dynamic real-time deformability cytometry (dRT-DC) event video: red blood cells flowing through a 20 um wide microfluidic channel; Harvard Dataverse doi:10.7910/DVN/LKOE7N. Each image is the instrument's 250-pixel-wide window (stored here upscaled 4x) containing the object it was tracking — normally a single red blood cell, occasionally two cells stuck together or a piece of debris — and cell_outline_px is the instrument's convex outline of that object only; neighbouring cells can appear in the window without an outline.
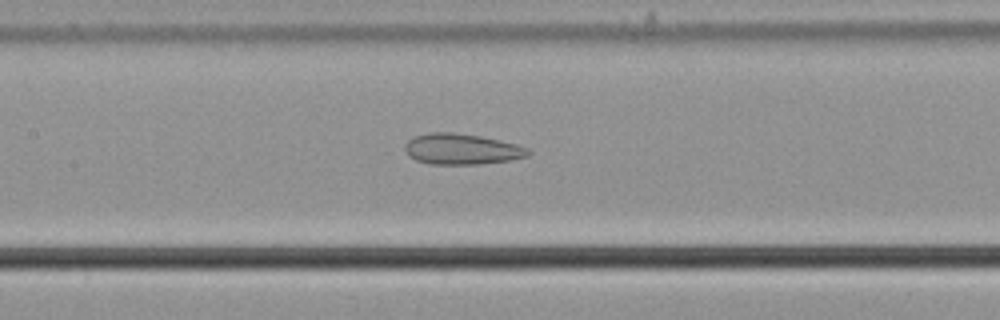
{"species": "common noctule bat (a hibernating species)", "species_latin": "Nyctalus noctula", "temperature_condition": "cold", "stored_images_in_passage": 41, "camera_frame_rate_fps": 3000, "um_per_image_px": 0.085, "animal": {"sex": "male", "body_mass_g": 21.5, "forearm_length_mm": 52.0}, "frame": {"image": 1, "passage_image": 17, "time_ms": 5.333, "image_size_px": [1000, 320], "cell_outline_px": [[532, 152], [528, 156], [508, 160], [480, 164], [428, 164], [416, 160], [404, 148], [404, 144], [408, 140], [416, 136], [428, 132], [452, 132], [480, 136], [500, 140], [516, 144], [528, 148]], "centroid_in_image_um": [39.26, 12.67], "position_along_channel_um": 168.1, "area_um2": 22.02}}
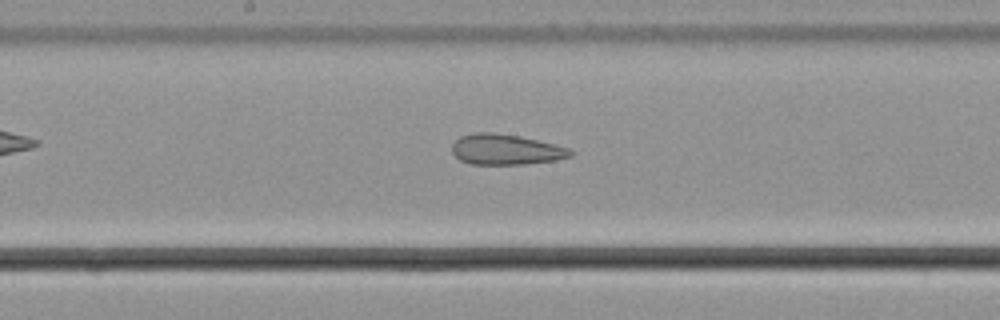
{"frame": {"image": 2, "passage_image": 20, "time_ms": 6.333, "image_size_px": [1000, 320], "cell_outline_px": [[572, 156], [556, 160], [524, 164], [472, 164], [460, 160], [452, 152], [452, 144], [460, 136], [476, 132], [492, 132], [520, 136], [568, 148], [572, 152]], "centroid_in_image_um": [42.96, 12.71], "position_along_channel_um": 205.2, "area_um2": 20.87}}
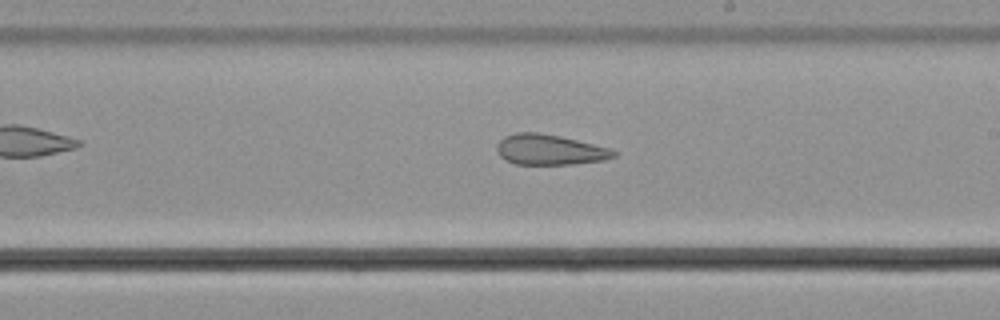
{"frame": {"image": 3, "passage_image": 23, "time_ms": 7.333, "image_size_px": [1000, 320], "cell_outline_px": [[616, 156], [604, 160], [572, 164], [516, 164], [504, 160], [500, 156], [496, 148], [496, 144], [504, 136], [516, 132], [536, 132], [560, 136], [612, 148], [616, 152]], "centroid_in_image_um": [46.71, 12.72], "position_along_channel_um": 242.3, "area_um2": 20.81}, "authors_computed_cell_mechanics": {"area_um2": 22.8888, "velocity_mm_per_s": 3.723, "shape_relaxation_time_tau1_ms": null, "shape_relaxation_time_tau2_ms": 3.184, "deformation_change_tau1": null, "deformation_change_tau2": 0.1354}}